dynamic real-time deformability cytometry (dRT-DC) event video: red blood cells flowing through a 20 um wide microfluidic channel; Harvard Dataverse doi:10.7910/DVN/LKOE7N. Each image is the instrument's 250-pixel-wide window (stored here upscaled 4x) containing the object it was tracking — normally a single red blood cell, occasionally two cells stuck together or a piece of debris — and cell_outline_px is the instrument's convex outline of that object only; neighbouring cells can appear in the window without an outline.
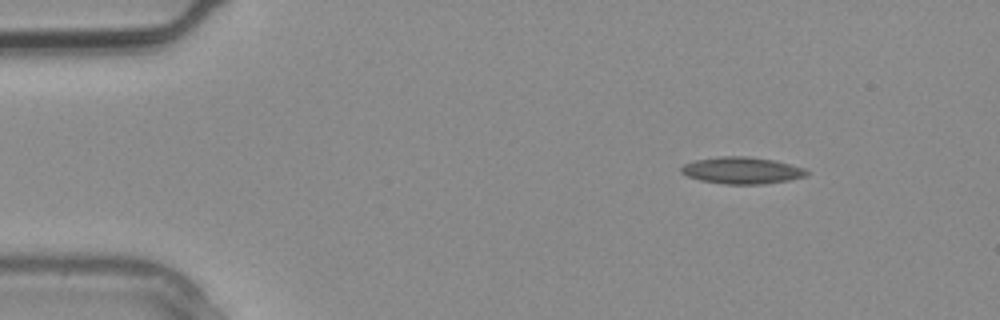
{"species": "common noctule bat (a hibernating species)", "species_latin": "Nyctalus noctula", "temperature_condition": "warm", "stored_images_in_passage": 3, "camera_frame_rate_fps": 3000, "um_per_image_px": 0.085, "animal": {"sex": "male", "body_mass_g": 20.4}, "frame": {"image": 1, "passage_image": 1, "time_ms": 0.0, "image_size_px": [1000, 320], "cell_outline_px": [[808, 172], [804, 176], [788, 180], [764, 184], [724, 184], [700, 180], [688, 176], [680, 172], [680, 168], [684, 164], [696, 160], [720, 156], [748, 156], [772, 160], [804, 168]], "centroid_in_image_um": [63.01, 14.49], "position_along_channel_um": 22.0, "area_um2": 19.36}}